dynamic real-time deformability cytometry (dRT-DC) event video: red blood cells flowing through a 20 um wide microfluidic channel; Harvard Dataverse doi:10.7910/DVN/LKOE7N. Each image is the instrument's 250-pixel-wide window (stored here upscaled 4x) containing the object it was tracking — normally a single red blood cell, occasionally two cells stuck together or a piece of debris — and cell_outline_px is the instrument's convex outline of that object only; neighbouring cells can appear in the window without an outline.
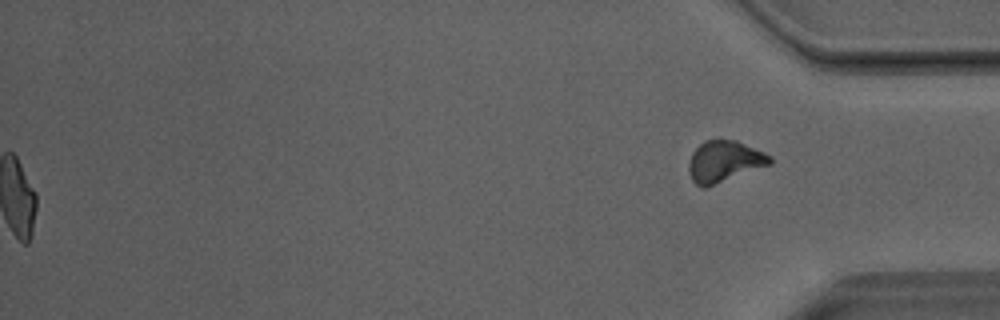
{"species": "Egyptian fruit bat (a non-hibernating species)", "species_latin": "Rousettus aegyptiacus", "temperature_condition": "room temperature", "stored_images_in_passage": 37, "segment_of_instrument_passage": [2, 2], "camera_frame_rate_fps": 3000, "um_per_image_px": 0.085, "animal": {"sex": "male"}, "frame": {"image": 1, "passage_image": 37, "time_ms": 12.0, "image_size_px": [1000, 320], "cell_outline_px": [[772, 164], [704, 188], [696, 184], [692, 180], [688, 172], [688, 164], [692, 152], [704, 140], [720, 136], [736, 140], [764, 152], [772, 156]], "centroid_in_image_um": [61.55, 13.67], "position_along_channel_um": 373.6, "area_um2": 20.0}}